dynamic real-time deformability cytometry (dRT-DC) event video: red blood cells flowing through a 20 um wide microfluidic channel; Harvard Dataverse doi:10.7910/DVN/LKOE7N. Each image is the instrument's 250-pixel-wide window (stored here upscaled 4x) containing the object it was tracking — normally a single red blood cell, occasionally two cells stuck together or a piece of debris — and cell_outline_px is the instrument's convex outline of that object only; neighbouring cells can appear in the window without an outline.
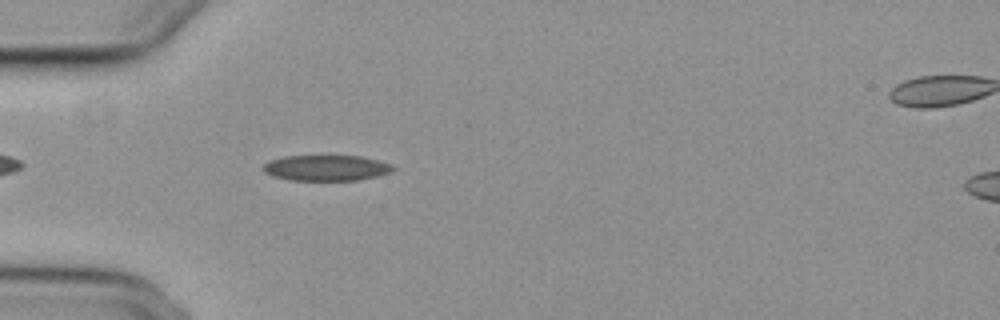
{"species": "common noctule bat (a hibernating species)", "species_latin": "Nyctalus noctula", "temperature_condition": "cold", "stored_images_in_passage": 43, "camera_frame_rate_fps": 3000, "um_per_image_px": 0.085, "animal": {"sex": "female", "body_mass_g": 29.2, "forearm_length_mm": 56.3}, "frame": {"image": 1, "passage_image": 5, "time_ms": 1.333, "image_size_px": [1000, 320], "cell_outline_px": [[396, 168], [392, 172], [376, 176], [356, 180], [292, 180], [272, 176], [264, 172], [260, 168], [268, 160], [284, 156], [360, 156], [392, 164]], "centroid_in_image_um": [27.7, 14.27], "position_along_channel_um": 57.3, "area_um2": 19.48}}
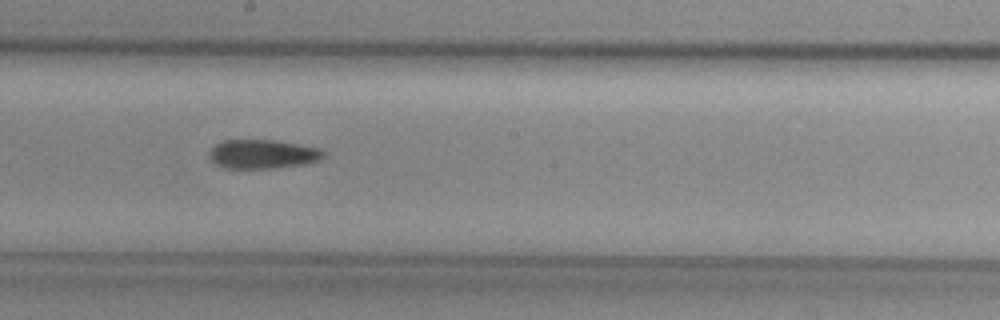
{"frame": {"image": 2, "passage_image": 19, "time_ms": 6.0, "image_size_px": [1000, 320], "cell_outline_px": [[324, 156], [320, 160], [304, 164], [276, 168], [224, 168], [216, 164], [208, 156], [212, 148], [216, 144], [224, 140], [272, 140], [296, 144], [316, 148], [324, 152]], "centroid_in_image_um": [22.3, 13.11], "position_along_channel_um": 225.9, "area_um2": 19.07}}
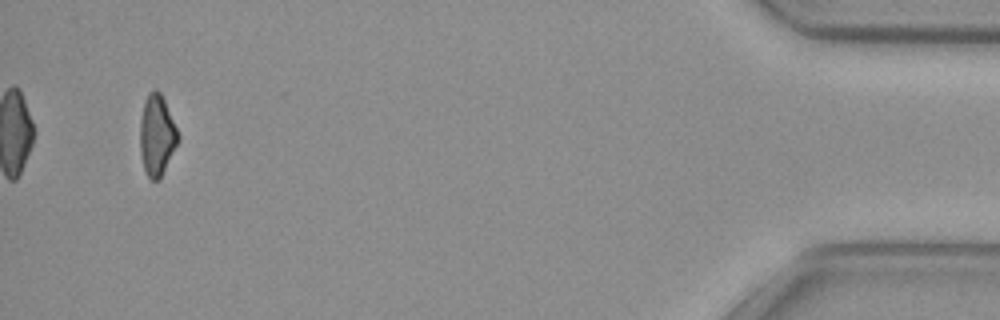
{"frame": {"image": 3, "passage_image": 41, "time_ms": 13.333, "image_size_px": [1000, 320], "cell_outline_px": [[180, 140], [160, 180], [152, 180], [144, 172], [140, 156], [140, 120], [144, 100], [148, 92], [152, 88], [156, 88], [160, 92], [164, 100], [180, 136]], "centroid_in_image_um": [13.33, 11.51], "position_along_channel_um": 421.9, "area_um2": 18.32}, "authors_computed_cell_mechanics": {"area_um2": 19.4208, "velocity_mm_per_s": 3.7472, "shape_relaxation_time_tau1_ms": 11.3479, "shape_relaxation_time_tau2_ms": 4.2427, "deformation_change_tau1": 0.2173, "deformation_change_tau2": 0.1211}}